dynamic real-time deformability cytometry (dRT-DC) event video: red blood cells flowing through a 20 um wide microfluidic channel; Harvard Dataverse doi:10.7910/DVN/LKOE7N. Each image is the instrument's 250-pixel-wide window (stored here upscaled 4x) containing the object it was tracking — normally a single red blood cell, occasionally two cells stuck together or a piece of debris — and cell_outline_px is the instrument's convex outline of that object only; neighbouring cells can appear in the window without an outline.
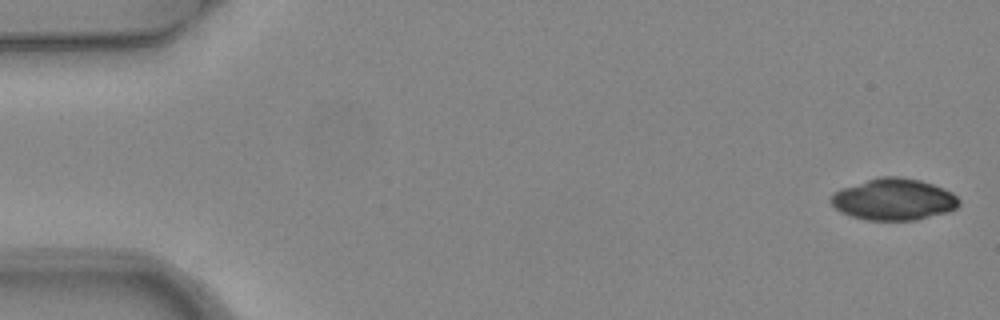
{"species": "common noctule bat (a hibernating species)", "species_latin": "Nyctalus noctula", "temperature_condition": "warm", "stored_images_in_passage": 5, "camera_frame_rate_fps": 3000, "um_per_image_px": 0.085, "animal": {"sex": "female", "body_mass_g": 24.6, "forearm_length_mm": 56.2}, "frame": {"image": 1, "passage_image": 1, "time_ms": 0.0, "image_size_px": [1000, 320], "cell_outline_px": [[960, 204], [956, 208], [948, 212], [916, 220], [868, 220], [852, 216], [840, 212], [828, 200], [832, 192], [840, 188], [880, 176], [900, 176], [920, 180], [944, 188], [952, 192], [960, 200]], "centroid_in_image_um": [75.95, 16.94], "position_along_channel_um": 9.0, "area_um2": 31.33}}